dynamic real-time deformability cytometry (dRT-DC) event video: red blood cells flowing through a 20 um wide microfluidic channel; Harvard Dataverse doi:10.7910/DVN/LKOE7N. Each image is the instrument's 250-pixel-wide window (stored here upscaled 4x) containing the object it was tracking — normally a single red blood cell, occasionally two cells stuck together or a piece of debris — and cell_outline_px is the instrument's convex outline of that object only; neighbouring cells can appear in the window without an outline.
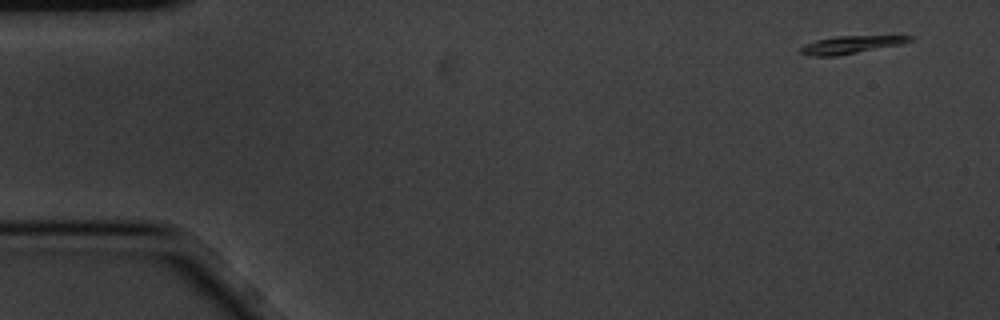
{"species": "common noctule bat (a hibernating species)", "species_latin": "Nyctalus noctula", "temperature_condition": "cold", "stored_images_in_passage": 7, "camera_frame_rate_fps": 3000, "um_per_image_px": 0.085, "animal": {"sex": "male", "body_mass_g": 20.1, "forearm_length_mm": 53.5}, "frame": {"image": 1, "passage_image": 1, "time_ms": 0.0, "image_size_px": [1000, 320], "cell_outline_px": [[912, 40], [900, 44], [836, 56], [808, 56], [800, 52], [800, 48], [804, 44], [816, 40], [836, 36], [912, 36]], "centroid_in_image_um": [72.23, 3.8], "position_along_channel_um": 12.8, "area_um2": 10.98}}
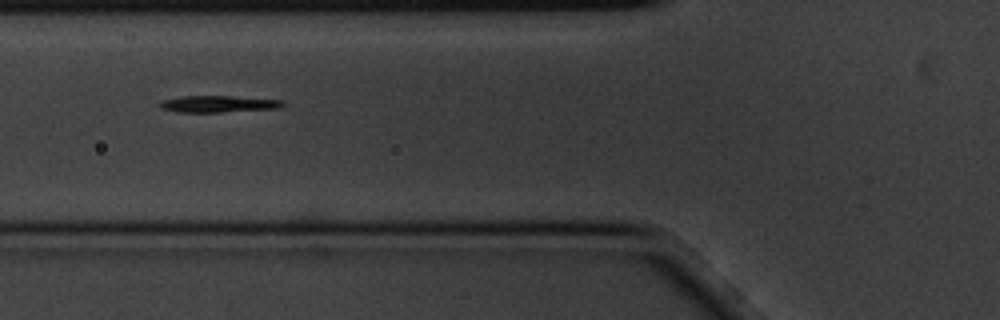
{"frame": {"image": 2, "passage_image": 5, "time_ms": 1.333, "image_size_px": [1000, 320], "cell_outline_px": [[284, 104], [280, 108], [220, 112], [180, 112], [160, 108], [156, 104], [164, 100], [184, 96], [228, 96], [284, 100]], "centroid_in_image_um": [18.55, 8.84], "position_along_channel_um": 107.2, "area_um2": 11.85}}
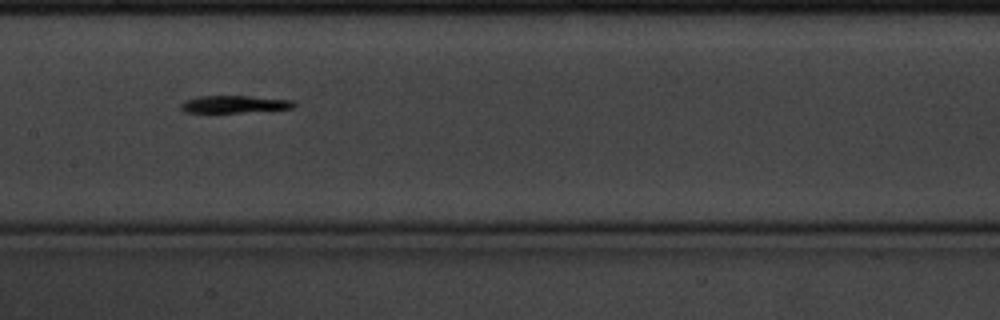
{"frame": {"image": 3, "passage_image": 7, "time_ms": 2.0, "image_size_px": [1000, 320], "cell_outline_px": [[296, 104], [292, 108], [240, 112], [188, 112], [180, 108], [180, 104], [184, 100], [200, 96], [248, 96], [292, 100]], "centroid_in_image_um": [19.89, 8.85], "position_along_channel_um": 187.5, "area_um2": 11.16}}